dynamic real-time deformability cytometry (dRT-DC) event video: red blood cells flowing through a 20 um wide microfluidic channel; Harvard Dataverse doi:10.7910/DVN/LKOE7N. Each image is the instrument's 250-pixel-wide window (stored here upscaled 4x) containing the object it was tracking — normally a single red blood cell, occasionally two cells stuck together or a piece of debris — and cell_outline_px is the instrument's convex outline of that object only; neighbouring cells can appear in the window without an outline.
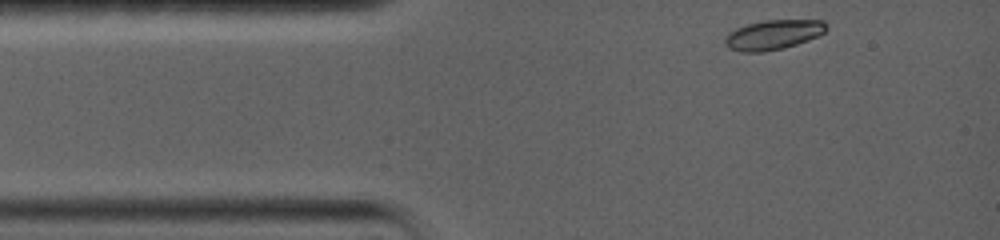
{"species": "common noctule bat (a hibernating species)", "species_latin": "Nyctalus noctula", "temperature_condition": "warm", "stored_images_in_passage": 39, "camera_frame_rate_fps": 5000, "um_per_image_px": 0.085, "animal": {"sex": "female", "body_mass_g": 19.0, "forearm_length_mm": 56.7}, "frame": {"image": 1, "passage_image": 1, "time_ms": 0.0, "image_size_px": [1000, 240], "cell_outline_px": [[828, 28], [824, 32], [808, 40], [784, 48], [764, 52], [740, 52], [728, 48], [724, 44], [724, 36], [728, 32], [736, 28], [748, 24], [764, 20], [824, 20], [828, 24]], "centroid_in_image_um": [65.69, 2.95], "position_along_channel_um": 19.3, "area_um2": 17.74}}
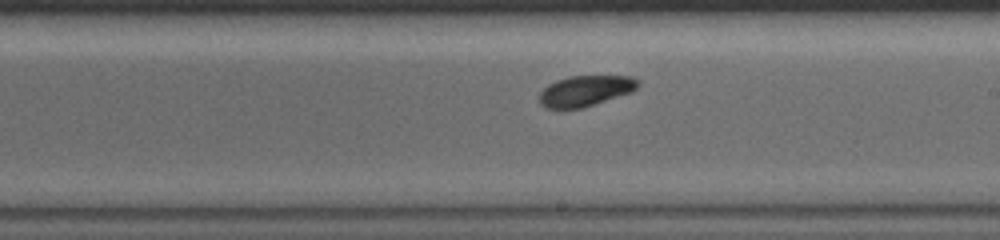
{"frame": {"image": 2, "passage_image": 23, "time_ms": 7.2, "image_size_px": [1000, 240], "cell_outline_px": [[640, 84], [632, 92], [584, 108], [544, 108], [540, 104], [540, 92], [548, 84], [556, 80], [568, 76], [632, 76], [640, 80]], "centroid_in_image_um": [49.78, 7.72], "position_along_channel_um": 239.2, "area_um2": 17.8}}
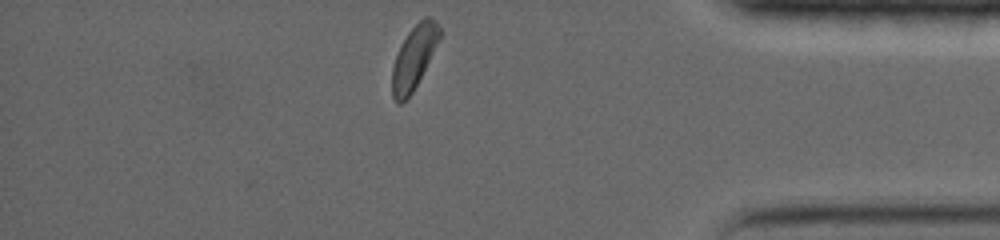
{"frame": {"image": 3, "passage_image": 39, "time_ms": 12.4, "image_size_px": [1000, 240], "cell_outline_px": [[444, 32], [412, 92], [400, 104], [396, 104], [392, 96], [392, 68], [400, 44], [408, 32], [424, 16], [432, 16]], "centroid_in_image_um": [35.21, 4.83], "position_along_channel_um": 400.0, "area_um2": 17.51}, "authors_computed_cell_mechanics": {"area_um2": 17.9758, "velocity_mm_per_s": 3.6119, "shape_relaxation_time_tau1_ms": 2.601, "shape_relaxation_time_tau2_ms": 9.4417, "deformation_change_tau1": 0.0972, "deformation_change_tau2": 0.1277}}